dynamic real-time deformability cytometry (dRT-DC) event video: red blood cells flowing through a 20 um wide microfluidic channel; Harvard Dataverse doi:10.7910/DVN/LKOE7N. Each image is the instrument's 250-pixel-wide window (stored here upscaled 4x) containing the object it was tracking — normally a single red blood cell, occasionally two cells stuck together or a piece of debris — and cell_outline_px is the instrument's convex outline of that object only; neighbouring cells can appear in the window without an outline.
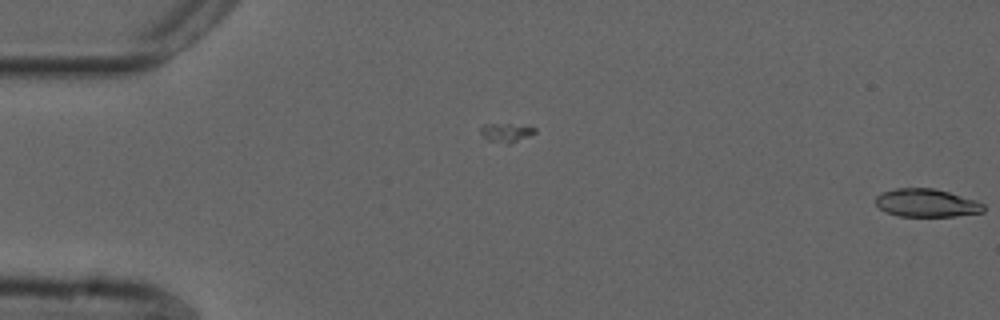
{"species": "common noctule bat (a hibernating species)", "species_latin": "Nyctalus noctula", "temperature_condition": "cold", "stored_images_in_passage": 8, "camera_frame_rate_fps": 3000, "um_per_image_px": 0.085, "animal": {"sex": "male", "forearm_length_mm": 52.5}, "frame": {"image": 1, "passage_image": 8, "time_ms": 2.333, "image_size_px": [1000, 320], "cell_outline_px": [[984, 212], [956, 216], [900, 216], [888, 212], [880, 208], [876, 204], [876, 196], [880, 192], [896, 188], [932, 188], [948, 192], [976, 200], [984, 204]], "centroid_in_image_um": [78.76, 17.24], "position_along_channel_um": 6.2, "area_um2": 17.57}}